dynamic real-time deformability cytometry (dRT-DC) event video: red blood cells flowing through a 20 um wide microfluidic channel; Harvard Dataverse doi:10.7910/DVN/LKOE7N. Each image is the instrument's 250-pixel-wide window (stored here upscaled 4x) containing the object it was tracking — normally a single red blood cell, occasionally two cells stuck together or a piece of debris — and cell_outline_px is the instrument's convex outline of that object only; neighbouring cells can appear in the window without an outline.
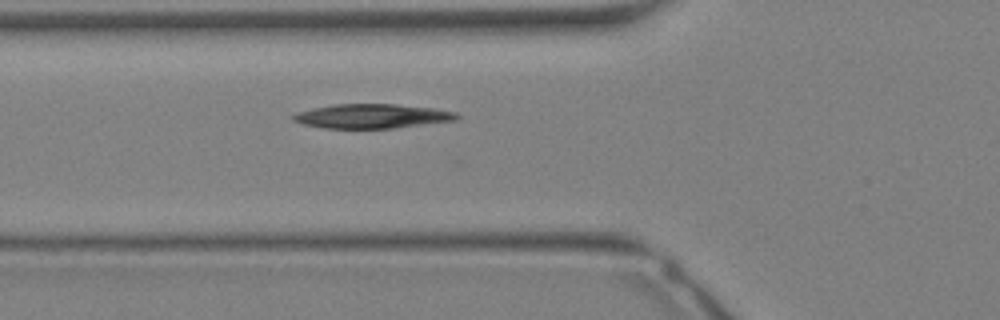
{"species": "Egyptian fruit bat (a non-hibernating species)", "species_latin": "Rousettus aegyptiacus", "temperature_condition": "warm", "stored_images_in_passage": 24, "camera_frame_rate_fps": 3000, "um_per_image_px": 0.085, "animal": {"sex": "female"}, "frame": {"image": 1, "passage_image": 5, "time_ms": 1.333, "image_size_px": [1000, 320], "cell_outline_px": [[460, 116], [456, 120], [396, 128], [324, 128], [304, 124], [292, 120], [292, 116], [300, 112], [312, 108], [336, 104], [396, 104], [432, 108], [456, 112]], "centroid_in_image_um": [31.65, 9.87], "position_along_channel_um": 94.2, "area_um2": 23.0}}
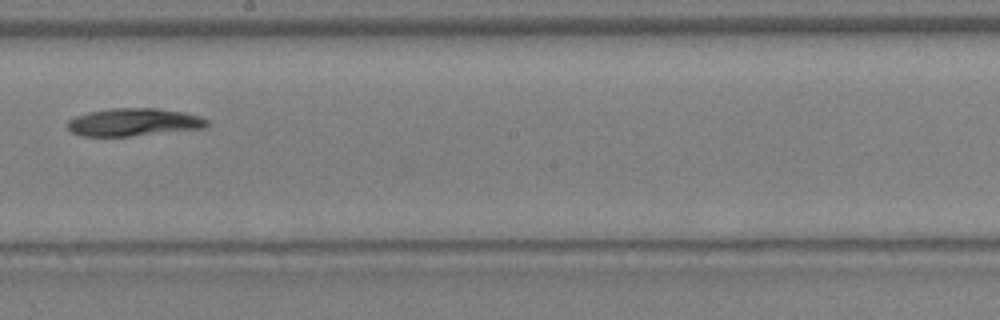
{"frame": {"image": 2, "passage_image": 12, "time_ms": 3.667, "image_size_px": [1000, 320], "cell_outline_px": [[208, 128], [132, 136], [80, 136], [72, 132], [68, 128], [68, 120], [76, 116], [88, 112], [112, 108], [156, 108], [184, 112], [200, 116], [208, 120]], "centroid_in_image_um": [11.4, 10.39], "position_along_channel_um": 236.8, "area_um2": 22.72}}
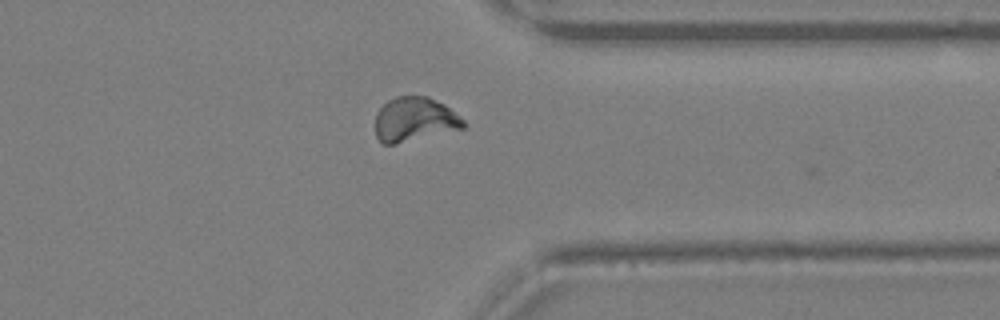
{"frame": {"image": 3, "passage_image": 19, "time_ms": 6.0, "image_size_px": [1000, 320], "cell_outline_px": [[464, 128], [396, 144], [384, 144], [376, 136], [376, 112], [388, 100], [396, 96], [428, 96], [444, 104], [464, 120]], "centroid_in_image_um": [35.22, 10.15], "position_along_channel_um": 376.2, "area_um2": 22.6}}